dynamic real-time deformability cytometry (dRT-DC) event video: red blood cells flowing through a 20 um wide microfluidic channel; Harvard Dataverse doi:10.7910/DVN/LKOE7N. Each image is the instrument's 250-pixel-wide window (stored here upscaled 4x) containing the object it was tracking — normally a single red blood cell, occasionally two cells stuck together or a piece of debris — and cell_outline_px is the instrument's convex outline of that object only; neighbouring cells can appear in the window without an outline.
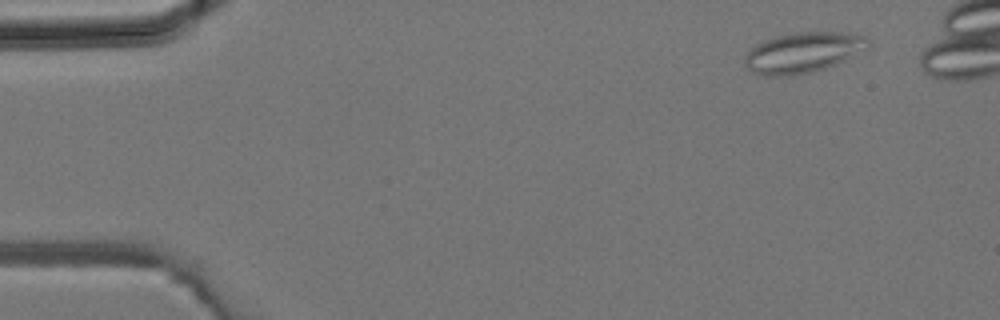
{"species": "common noctule bat (a hibernating species)", "species_latin": "Nyctalus noctula", "temperature_condition": "room temperature", "stored_images_in_passage": 4, "camera_frame_rate_fps": 3000, "um_per_image_px": 0.085, "animal": {"sex": "male", "body_mass_g": 19.2, "forearm_length_mm": 51.8}, "frame": {"image": 1, "passage_image": 1, "time_ms": 0.0, "image_size_px": [1000, 320], "cell_outline_px": [[868, 44], [844, 60], [836, 64], [812, 72], [792, 76], [764, 76], [752, 72], [744, 64], [744, 56], [756, 44], [764, 40], [776, 36], [792, 32], [856, 32], [864, 36], [868, 40]], "centroid_in_image_um": [68.19, 4.46], "position_along_channel_um": 16.8, "area_um2": 28.96}}